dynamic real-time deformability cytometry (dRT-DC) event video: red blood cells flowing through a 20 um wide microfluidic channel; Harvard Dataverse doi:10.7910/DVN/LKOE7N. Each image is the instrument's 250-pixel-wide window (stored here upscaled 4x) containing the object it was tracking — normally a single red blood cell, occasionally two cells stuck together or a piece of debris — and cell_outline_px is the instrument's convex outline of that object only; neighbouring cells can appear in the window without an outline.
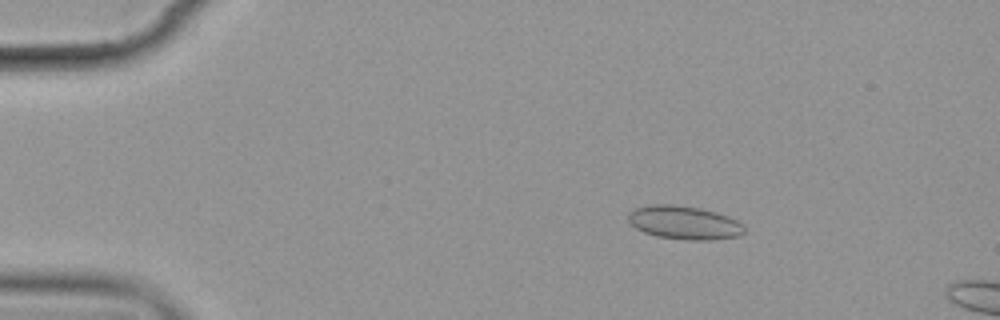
{"species": "common noctule bat (a hibernating species)", "species_latin": "Nyctalus noctula", "temperature_condition": "cold", "stored_images_in_passage": 6, "camera_frame_rate_fps": 3000, "um_per_image_px": 0.085, "animal": {"sex": "female", "body_mass_g": 19.9}, "frame": {"image": 1, "passage_image": 3, "time_ms": 2.333, "image_size_px": [1000, 320], "cell_outline_px": [[744, 232], [740, 236], [712, 240], [684, 240], [656, 236], [644, 232], [636, 228], [628, 220], [628, 212], [636, 208], [648, 204], [672, 204], [700, 208], [716, 212], [728, 216], [744, 224]], "centroid_in_image_um": [58.16, 18.92], "position_along_channel_um": 26.8, "area_um2": 22.83}}